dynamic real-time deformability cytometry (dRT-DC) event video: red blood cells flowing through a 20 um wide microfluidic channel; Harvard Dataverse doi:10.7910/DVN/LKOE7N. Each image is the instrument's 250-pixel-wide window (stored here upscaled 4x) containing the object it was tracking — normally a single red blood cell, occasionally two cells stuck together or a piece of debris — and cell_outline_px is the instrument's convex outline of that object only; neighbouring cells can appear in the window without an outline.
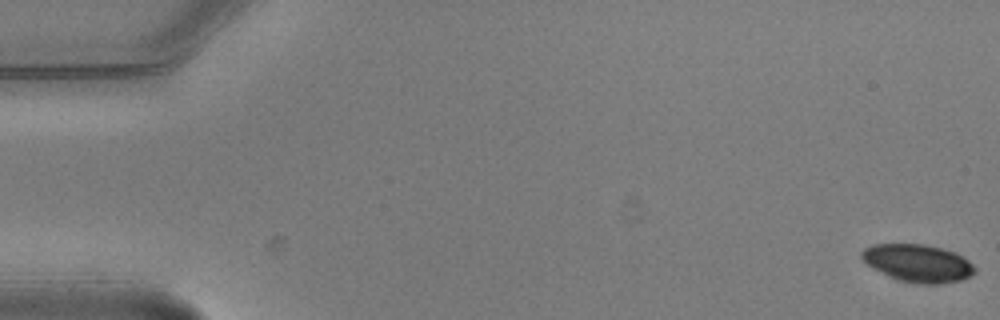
{"species": "common noctule bat (a hibernating species)", "species_latin": "Nyctalus noctula", "temperature_condition": "warm", "stored_images_in_passage": 4, "camera_frame_rate_fps": 3000, "um_per_image_px": 0.085, "animal": {"sex": "male", "body_mass_g": 20.5, "forearm_length_mm": 52.5}, "frame": {"image": 1, "passage_image": 1, "time_ms": 0.0, "image_size_px": [1000, 320], "cell_outline_px": [[976, 272], [972, 276], [960, 280], [940, 284], [916, 284], [896, 280], [872, 268], [860, 256], [860, 252], [864, 248], [872, 244], [924, 244], [940, 248], [952, 252], [968, 260], [976, 268]], "centroid_in_image_um": [78.0, 22.38], "position_along_channel_um": 7.0, "area_um2": 24.91}}